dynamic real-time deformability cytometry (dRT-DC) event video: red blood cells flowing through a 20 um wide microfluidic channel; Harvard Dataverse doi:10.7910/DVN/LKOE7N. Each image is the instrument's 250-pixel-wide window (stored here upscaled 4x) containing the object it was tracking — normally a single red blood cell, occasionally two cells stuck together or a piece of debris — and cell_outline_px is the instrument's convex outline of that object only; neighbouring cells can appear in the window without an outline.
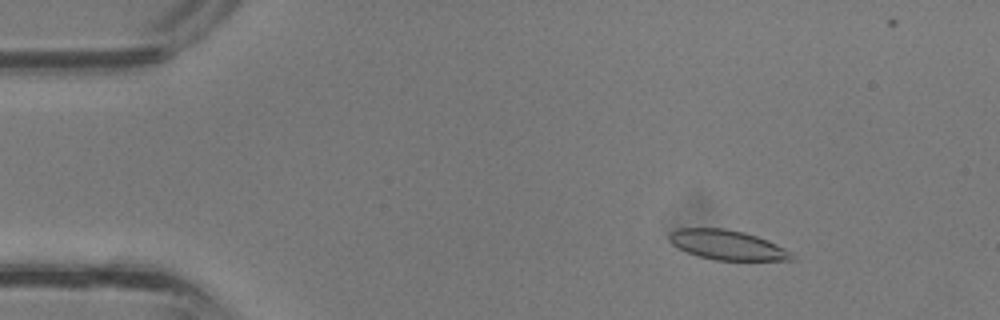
{"species": "common noctule bat (a hibernating species)", "species_latin": "Nyctalus noctula", "temperature_condition": "room temperature", "stored_images_in_passage": 36, "camera_frame_rate_fps": 3000, "um_per_image_px": 0.085, "animal": {"sex": "male", "body_mass_g": 13.3}, "frame": {"image": 1, "passage_image": 5, "time_ms": 1.333, "image_size_px": [1000, 320], "cell_outline_px": [[796, 260], [716, 260], [700, 256], [688, 252], [672, 244], [668, 240], [668, 232], [680, 228], [724, 228], [744, 232], [768, 240], [792, 252]], "centroid_in_image_um": [61.82, 20.81], "position_along_channel_um": 23.2, "area_um2": 21.15}}
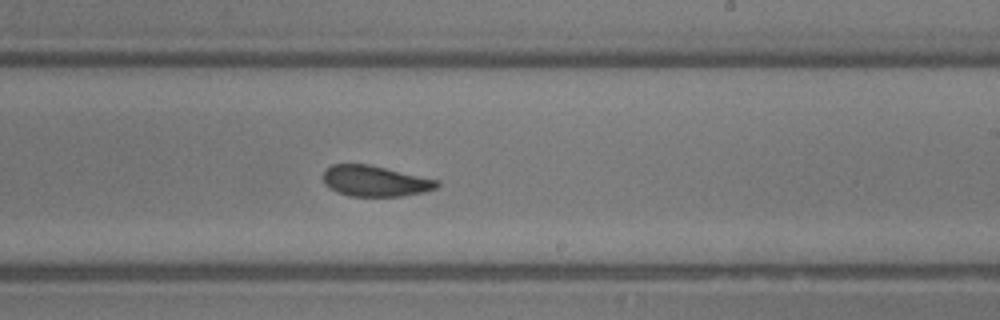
{"frame": {"image": 2, "passage_image": 22, "time_ms": 7.0, "image_size_px": [1000, 320], "cell_outline_px": [[440, 184], [436, 188], [424, 192], [400, 196], [348, 196], [336, 192], [328, 188], [324, 184], [324, 172], [332, 164], [368, 164], [440, 180]], "centroid_in_image_um": [31.88, 15.39], "position_along_channel_um": 257.1, "area_um2": 20.46}}
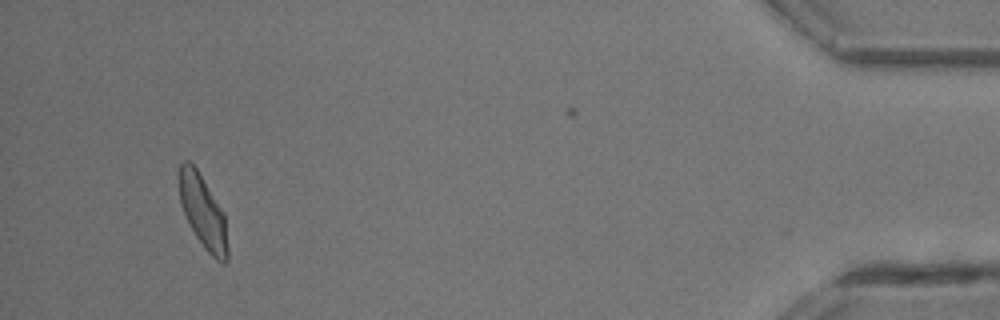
{"frame": {"image": 3, "passage_image": 35, "time_ms": 11.333, "image_size_px": [1000, 320], "cell_outline_px": [[228, 260], [224, 264], [216, 260], [204, 248], [196, 236], [184, 212], [180, 200], [180, 164], [184, 160], [188, 160], [196, 168], [224, 212], [228, 248]], "centroid_in_image_um": [17.29, 18.05], "position_along_channel_um": 417.9, "area_um2": 20.23}}